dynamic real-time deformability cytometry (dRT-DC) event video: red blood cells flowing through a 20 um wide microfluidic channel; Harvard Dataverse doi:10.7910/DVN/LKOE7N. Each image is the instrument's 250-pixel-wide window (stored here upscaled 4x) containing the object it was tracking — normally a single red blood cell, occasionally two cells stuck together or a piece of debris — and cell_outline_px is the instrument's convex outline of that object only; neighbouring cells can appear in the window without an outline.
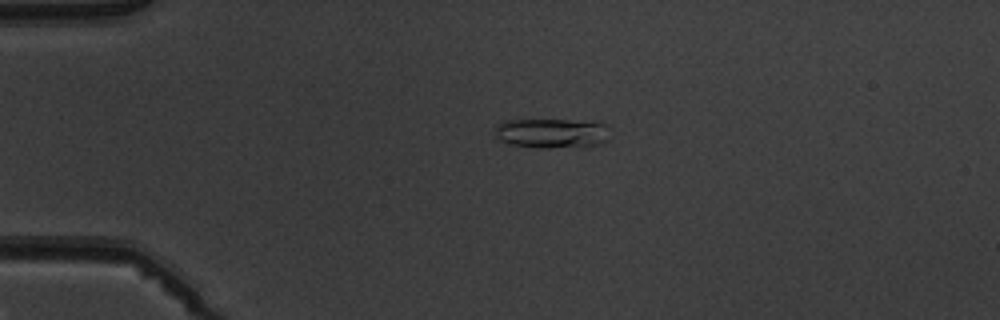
{"species": "common noctule bat (a hibernating species)", "species_latin": "Nyctalus noctula", "temperature_condition": "warm", "stored_images_in_passage": 5, "camera_frame_rate_fps": 3000, "um_per_image_px": 0.085, "animal": {"sex": "male", "body_mass_g": 19.5, "forearm_length_mm": 54.6}, "frame": {"image": 1, "passage_image": 4, "time_ms": 3.333, "image_size_px": [1000, 320], "cell_outline_px": [[608, 140], [600, 144], [584, 148], [540, 148], [508, 144], [496, 140], [496, 124], [504, 120], [604, 120]], "centroid_in_image_um": [46.94, 11.33], "position_along_channel_um": 38.1, "area_um2": 20.69}}